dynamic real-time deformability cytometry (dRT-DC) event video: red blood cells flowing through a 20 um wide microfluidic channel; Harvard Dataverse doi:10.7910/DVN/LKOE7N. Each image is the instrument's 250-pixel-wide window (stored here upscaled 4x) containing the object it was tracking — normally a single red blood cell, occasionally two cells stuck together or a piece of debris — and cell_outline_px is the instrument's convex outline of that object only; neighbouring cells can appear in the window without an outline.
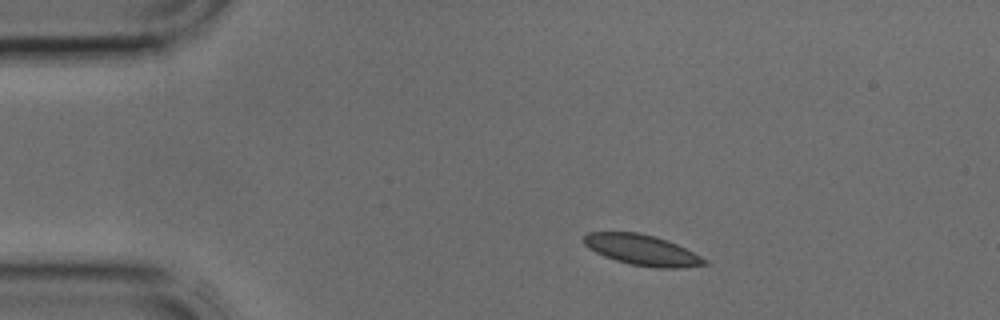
{"species": "common noctule bat (a hibernating species)", "species_latin": "Nyctalus noctula", "temperature_condition": "cold", "stored_images_in_passage": 3, "segment_of_instrument_passage": [1, 2], "camera_frame_rate_fps": 3000, "um_per_image_px": 0.085, "animal": {"sex": "male", "body_mass_g": 17.9, "forearm_length_mm": 54.2}, "frame": {"image": 1, "passage_image": 1, "time_ms": 0.0, "image_size_px": [1000, 320], "cell_outline_px": [[708, 264], [680, 268], [656, 268], [632, 264], [616, 260], [604, 256], [588, 248], [584, 244], [584, 236], [588, 232], [636, 232], [656, 236], [668, 240], [708, 260]], "centroid_in_image_um": [54.58, 21.25], "position_along_channel_um": 30.4, "area_um2": 21.39}}